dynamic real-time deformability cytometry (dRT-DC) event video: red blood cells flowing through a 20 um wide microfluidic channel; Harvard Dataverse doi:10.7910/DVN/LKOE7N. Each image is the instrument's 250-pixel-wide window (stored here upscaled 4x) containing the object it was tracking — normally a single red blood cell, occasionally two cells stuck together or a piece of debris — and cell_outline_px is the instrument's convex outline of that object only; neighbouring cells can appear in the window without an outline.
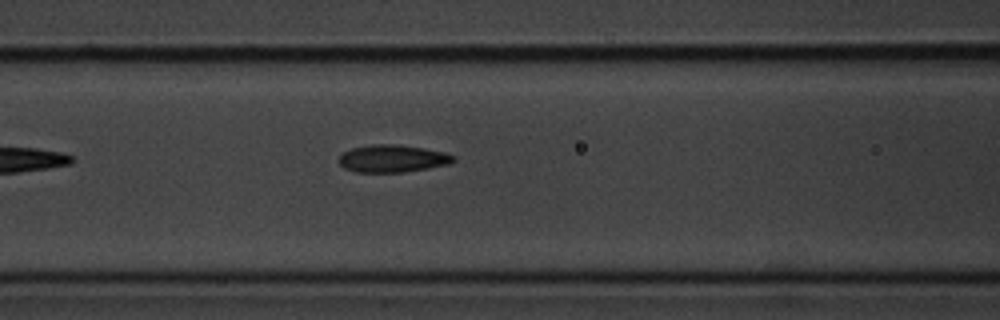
{"species": "common noctule bat (a hibernating species)", "species_latin": "Nyctalus noctula", "temperature_condition": "cold", "stored_images_in_passage": 6, "camera_frame_rate_fps": 3000, "um_per_image_px": 0.085, "animal": {"sex": "male", "body_mass_g": 20.1, "forearm_length_mm": 53.5}, "frame": {"image": 1, "passage_image": 6, "time_ms": 6.0, "image_size_px": [1000, 320], "cell_outline_px": [[456, 160], [448, 164], [428, 168], [404, 172], [356, 172], [344, 168], [336, 160], [344, 152], [352, 148], [372, 144], [396, 144], [424, 148], [444, 152], [456, 156]], "centroid_in_image_um": [33.36, 13.47], "position_along_channel_um": 133.2, "area_um2": 18.38}}